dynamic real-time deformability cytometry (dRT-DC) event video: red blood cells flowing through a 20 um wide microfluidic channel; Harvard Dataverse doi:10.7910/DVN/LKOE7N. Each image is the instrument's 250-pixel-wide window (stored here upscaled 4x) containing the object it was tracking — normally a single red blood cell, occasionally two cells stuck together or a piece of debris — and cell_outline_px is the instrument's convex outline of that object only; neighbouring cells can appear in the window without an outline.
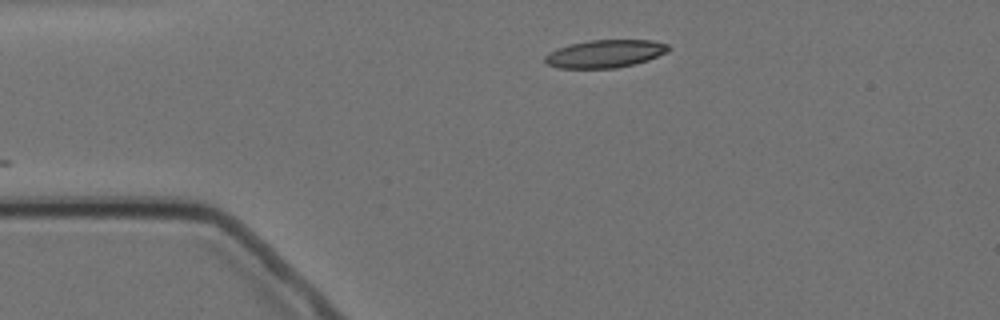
{"species": "Egyptian fruit bat (a non-hibernating species)", "species_latin": "Rousettus aegyptiacus", "temperature_condition": "cold", "stored_images_in_passage": 3, "camera_frame_rate_fps": 3000, "um_per_image_px": 0.085, "animal": {"sex": "female"}, "frame": {"image": 1, "passage_image": 3, "time_ms": 2.333, "image_size_px": [1000, 320], "cell_outline_px": [[668, 52], [648, 60], [636, 64], [616, 68], [556, 68], [548, 64], [544, 60], [544, 56], [560, 48], [572, 44], [588, 40], [652, 40], [668, 44]], "centroid_in_image_um": [51.47, 4.57], "position_along_channel_um": 33.5, "area_um2": 19.88}}